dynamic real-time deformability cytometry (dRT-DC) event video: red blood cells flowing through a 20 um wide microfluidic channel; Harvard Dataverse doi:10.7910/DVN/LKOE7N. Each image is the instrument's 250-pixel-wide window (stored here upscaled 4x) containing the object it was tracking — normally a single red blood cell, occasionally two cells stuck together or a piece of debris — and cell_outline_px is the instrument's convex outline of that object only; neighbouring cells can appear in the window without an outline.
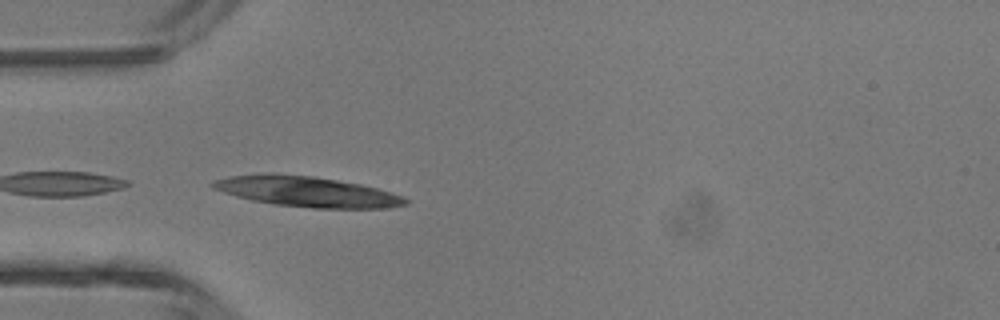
{"species": "common noctule bat (a hibernating species)", "species_latin": "Nyctalus noctula", "temperature_condition": "room temperature", "stored_images_in_passage": 4, "camera_frame_rate_fps": 3000, "um_per_image_px": 0.085, "animal": {"sex": "male", "body_mass_g": 13.3}, "frame": {"image": 1, "passage_image": 4, "time_ms": 1.0, "image_size_px": [1000, 320], "cell_outline_px": [[408, 204], [388, 208], [312, 208], [272, 204], [252, 200], [236, 196], [212, 188], [208, 184], [212, 180], [232, 176], [264, 172], [268, 172], [312, 176], [360, 184], [376, 188], [404, 196], [408, 200]], "centroid_in_image_um": [26.04, 16.28], "position_along_channel_um": 59.0, "area_um2": 34.28}}